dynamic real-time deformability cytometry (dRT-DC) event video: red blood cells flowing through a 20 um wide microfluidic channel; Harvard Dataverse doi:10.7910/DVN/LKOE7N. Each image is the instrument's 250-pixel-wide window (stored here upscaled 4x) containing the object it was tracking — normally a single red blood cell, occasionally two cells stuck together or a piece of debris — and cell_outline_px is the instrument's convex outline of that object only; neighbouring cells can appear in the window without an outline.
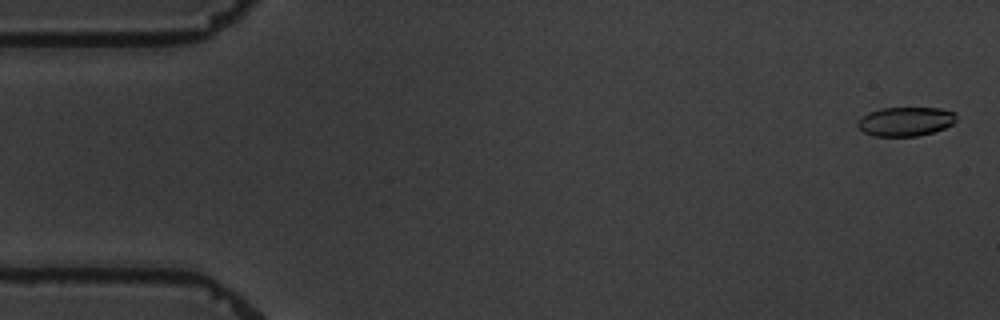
{"species": "common noctule bat (a hibernating species)", "species_latin": "Nyctalus noctula", "temperature_condition": "warm", "stored_images_in_passage": 8, "camera_frame_rate_fps": 3000, "um_per_image_px": 0.085, "animal": {"sex": "male", "body_mass_g": 19.5, "forearm_length_mm": 54.6}, "frame": {"image": 1, "passage_image": 1, "time_ms": 0.0, "image_size_px": [1000, 320], "cell_outline_px": [[956, 120], [952, 124], [944, 128], [932, 132], [916, 136], [876, 136], [864, 132], [856, 124], [868, 112], [880, 108], [940, 108], [956, 112]], "centroid_in_image_um": [77.0, 10.31], "position_along_channel_um": 8.0, "area_um2": 16.59}}
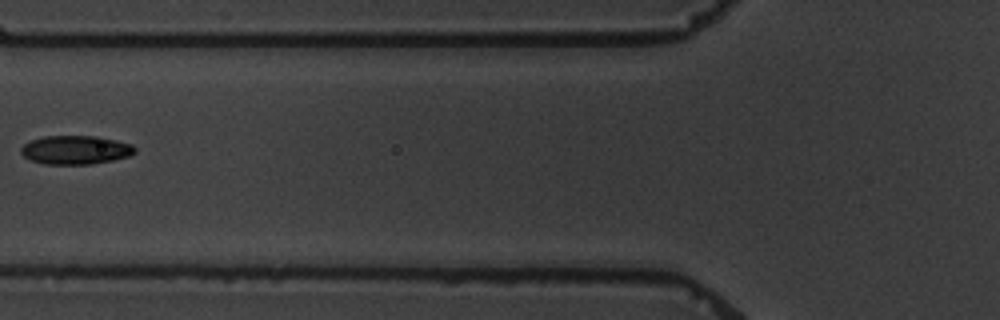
{"frame": {"image": 2, "passage_image": 7, "time_ms": 7.0, "image_size_px": [1000, 320], "cell_outline_px": [[136, 152], [128, 156], [112, 160], [92, 164], [44, 164], [32, 160], [24, 156], [20, 152], [20, 148], [24, 144], [32, 140], [44, 136], [100, 136], [132, 144], [136, 148]], "centroid_in_image_um": [6.44, 12.74], "position_along_channel_um": 119.4, "area_um2": 19.07}}
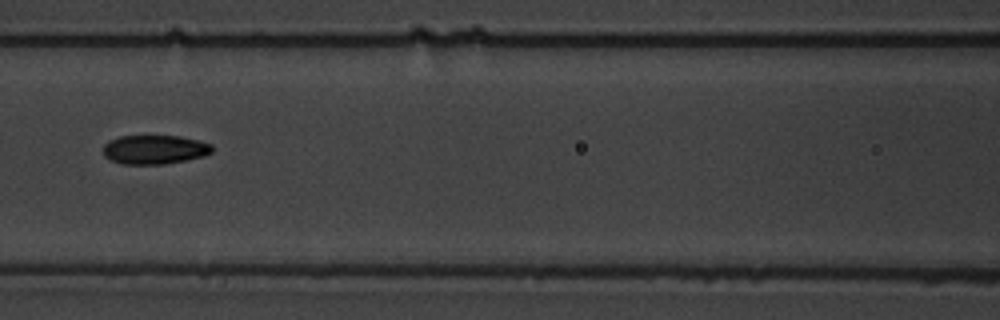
{"frame": {"image": 3, "passage_image": 8, "time_ms": 8.0, "image_size_px": [1000, 320], "cell_outline_px": [[212, 152], [204, 156], [164, 164], [124, 164], [112, 160], [104, 156], [104, 144], [108, 140], [120, 136], [180, 136], [200, 140], [212, 144]], "centroid_in_image_um": [13.15, 12.7], "position_along_channel_um": 153.4, "area_um2": 18.44}}